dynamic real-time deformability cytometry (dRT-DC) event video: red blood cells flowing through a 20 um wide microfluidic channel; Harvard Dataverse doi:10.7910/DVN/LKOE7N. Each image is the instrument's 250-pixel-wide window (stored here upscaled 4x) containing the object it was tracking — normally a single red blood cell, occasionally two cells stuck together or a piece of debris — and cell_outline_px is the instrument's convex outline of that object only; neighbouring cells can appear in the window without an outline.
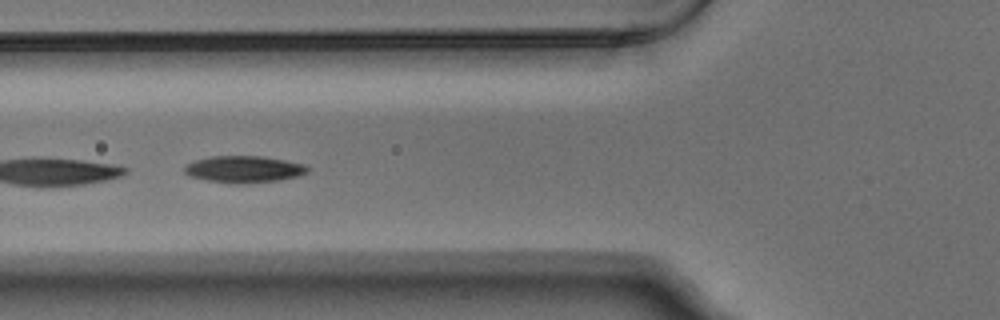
{"species": "Egyptian fruit bat (a non-hibernating species)", "species_latin": "Rousettus aegyptiacus", "temperature_condition": "warm", "stored_images_in_passage": 8, "segment_of_instrument_passage": [2, 2], "camera_frame_rate_fps": 3000, "um_per_image_px": 0.085, "animal": {"sex": "male"}, "frame": {"image": 1, "passage_image": 5, "time_ms": 1.333, "image_size_px": [1000, 320], "cell_outline_px": [[308, 172], [296, 176], [276, 180], [208, 180], [192, 176], [184, 172], [184, 164], [196, 160], [212, 156], [260, 156], [284, 160], [304, 164], [308, 168]], "centroid_in_image_um": [20.71, 14.31], "position_along_channel_um": 105.1, "area_um2": 17.86}}
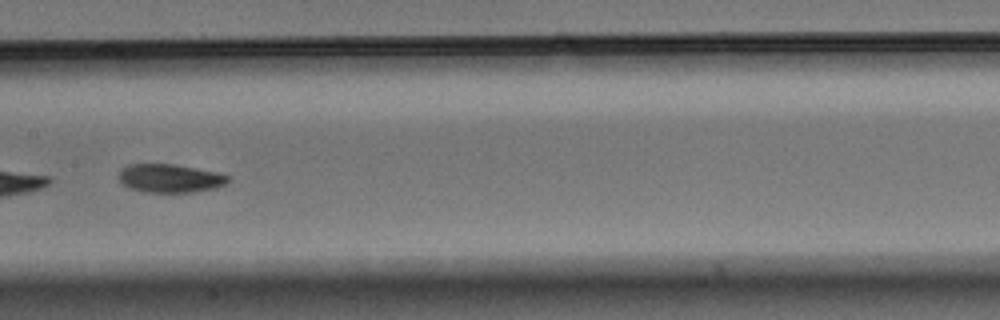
{"frame": {"image": 2, "passage_image": 7, "time_ms": 2.0, "image_size_px": [1000, 320], "cell_outline_px": [[232, 180], [216, 188], [192, 192], [144, 192], [128, 188], [120, 180], [120, 172], [128, 164], [176, 164], [216, 172], [228, 176]], "centroid_in_image_um": [14.47, 15.16], "position_along_channel_um": 192.9, "area_um2": 18.03}}
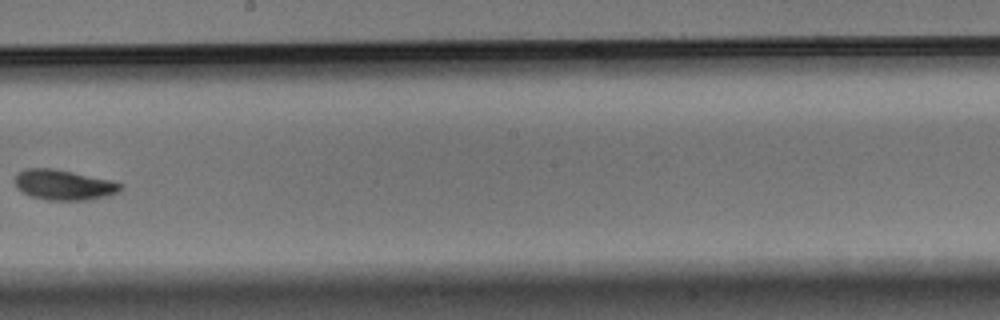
{"frame": {"image": 3, "passage_image": 8, "time_ms": 2.333, "image_size_px": [1000, 320], "cell_outline_px": [[124, 188], [120, 192], [108, 196], [88, 200], [48, 200], [32, 196], [16, 188], [16, 172], [24, 168], [52, 168], [112, 180], [120, 184]], "centroid_in_image_um": [5.44, 15.71], "position_along_channel_um": 242.8, "area_um2": 18.67}}